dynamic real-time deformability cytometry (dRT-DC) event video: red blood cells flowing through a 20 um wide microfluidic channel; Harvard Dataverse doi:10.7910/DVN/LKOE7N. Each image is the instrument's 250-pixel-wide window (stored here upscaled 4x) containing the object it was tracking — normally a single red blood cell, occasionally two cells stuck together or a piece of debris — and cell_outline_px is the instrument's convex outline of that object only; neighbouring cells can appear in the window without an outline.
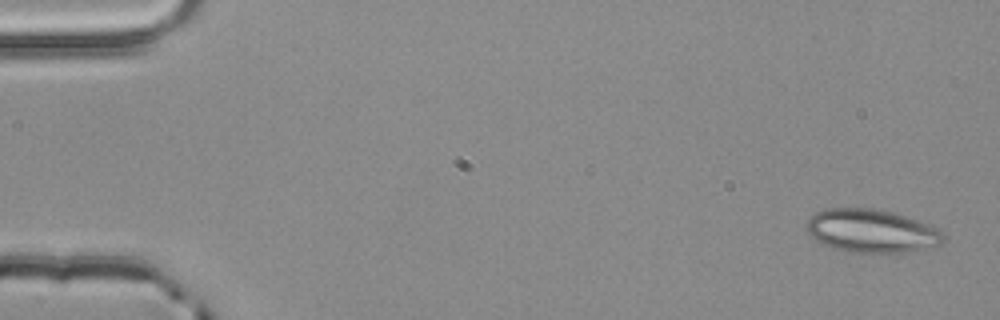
{"species": "common noctule bat (a hibernating species)", "species_latin": "Nyctalus noctula", "temperature_condition": "room temperature", "stored_images_in_passage": 4, "camera_frame_rate_fps": 3000, "um_per_image_px": 0.085, "animal": {"sex": "male", "body_mass_g": 20.4}, "frame": {"image": 1, "passage_image": 1, "time_ms": 0.0, "image_size_px": [1000, 320], "cell_outline_px": [[944, 240], [940, 244], [912, 252], [852, 252], [832, 248], [816, 240], [808, 232], [808, 220], [816, 212], [824, 208], [872, 208], [904, 216], [928, 224], [936, 228], [944, 236]], "centroid_in_image_um": [74.07, 19.63], "position_along_channel_um": 10.9, "area_um2": 33.99}}